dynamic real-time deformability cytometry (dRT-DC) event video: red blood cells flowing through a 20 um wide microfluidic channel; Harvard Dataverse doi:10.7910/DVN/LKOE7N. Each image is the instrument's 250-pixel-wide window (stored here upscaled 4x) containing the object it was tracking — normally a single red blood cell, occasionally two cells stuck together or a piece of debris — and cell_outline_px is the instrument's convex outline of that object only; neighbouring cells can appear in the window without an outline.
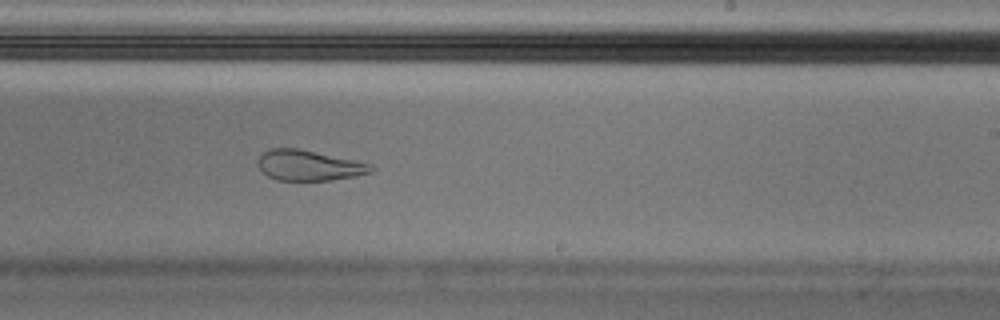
{"species": "Egyptian fruit bat (a non-hibernating species)", "species_latin": "Rousettus aegyptiacus", "temperature_condition": "cold", "stored_images_in_passage": 52, "camera_frame_rate_fps": 3000, "um_per_image_px": 0.085, "animal": {"sex": "male"}, "frame": {"image": 1, "passage_image": 30, "time_ms": 9.667, "image_size_px": [1000, 320], "cell_outline_px": [[376, 168], [372, 172], [356, 176], [332, 180], [276, 180], [268, 176], [256, 164], [256, 160], [268, 148], [296, 148], [356, 160], [372, 164]], "centroid_in_image_um": [26.27, 14.06], "position_along_channel_um": 262.7, "area_um2": 20.17}}
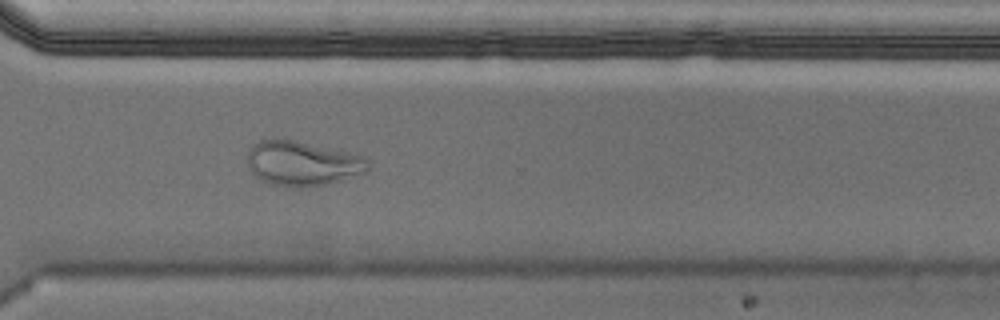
{"frame": {"image": 2, "passage_image": 37, "time_ms": 12.0, "image_size_px": [1000, 320], "cell_outline_px": [[372, 168], [368, 172], [328, 184], [304, 188], [272, 184], [260, 180], [248, 168], [248, 152], [252, 144], [260, 140], [272, 136], [292, 140], [348, 152], [364, 156], [368, 160]], "centroid_in_image_um": [25.71, 13.88], "position_along_channel_um": 344.9, "area_um2": 31.91}, "authors_computed_cell_mechanics": {"area_um2": 21.0103, "velocity_mm_per_s": 3.5345, "shape_relaxation_time_tau1_ms": null, "shape_relaxation_time_tau2_ms": 1.4707, "deformation_change_tau1": null, "deformation_change_tau2": 0.077}}